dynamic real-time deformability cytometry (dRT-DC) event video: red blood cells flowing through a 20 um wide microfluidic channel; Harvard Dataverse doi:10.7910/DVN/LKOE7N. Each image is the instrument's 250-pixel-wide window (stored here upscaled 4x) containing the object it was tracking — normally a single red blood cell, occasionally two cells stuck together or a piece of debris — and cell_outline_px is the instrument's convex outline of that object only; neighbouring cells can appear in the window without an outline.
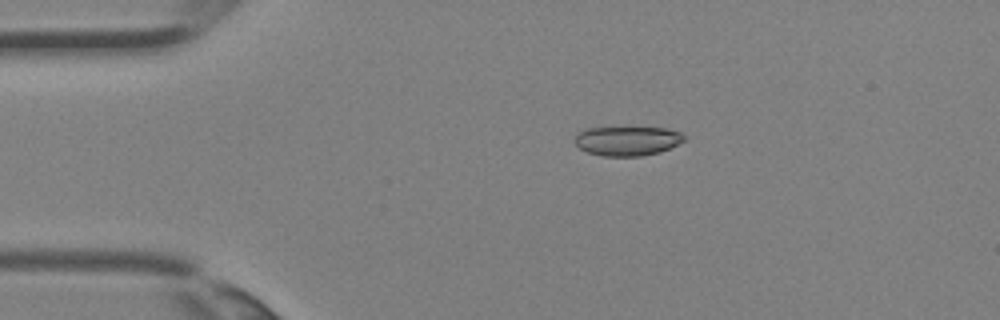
{"species": "Egyptian fruit bat (a non-hibernating species)", "species_latin": "Rousettus aegyptiacus", "temperature_condition": "room temperature", "stored_images_in_passage": 3, "camera_frame_rate_fps": 3000, "um_per_image_px": 0.085, "animal": {"sex": "female"}, "frame": {"image": 1, "passage_image": 2, "time_ms": 0.333, "image_size_px": [1000, 320], "cell_outline_px": [[688, 136], [684, 140], [660, 152], [640, 156], [604, 156], [588, 152], [580, 148], [576, 144], [576, 132], [584, 128], [668, 128], [680, 132]], "centroid_in_image_um": [53.33, 11.97], "position_along_channel_um": 31.7, "area_um2": 18.61}}